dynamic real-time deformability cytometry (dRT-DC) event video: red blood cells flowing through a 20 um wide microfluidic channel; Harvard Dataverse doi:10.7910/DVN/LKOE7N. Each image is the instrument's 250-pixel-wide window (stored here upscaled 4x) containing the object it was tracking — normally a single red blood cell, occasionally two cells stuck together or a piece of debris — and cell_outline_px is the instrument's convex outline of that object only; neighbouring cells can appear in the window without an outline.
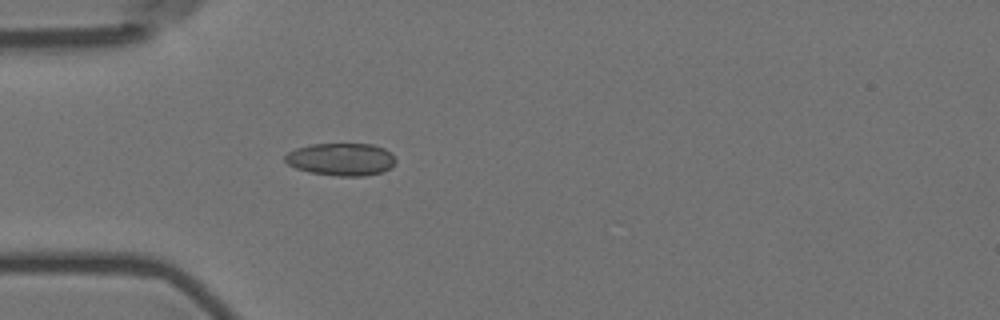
{"species": "Egyptian fruit bat (a non-hibernating species)", "species_latin": "Rousettus aegyptiacus", "temperature_condition": "room temperature", "stored_images_in_passage": 5, "camera_frame_rate_fps": 3000, "um_per_image_px": 0.085, "animal": {"sex": "female"}, "frame": {"image": 1, "passage_image": 5, "time_ms": 1.333, "image_size_px": [1000, 320], "cell_outline_px": [[396, 160], [392, 168], [384, 172], [364, 176], [340, 176], [308, 172], [296, 168], [288, 164], [284, 160], [284, 156], [288, 152], [296, 148], [312, 144], [372, 144], [384, 148]], "centroid_in_image_um": [28.99, 13.55], "position_along_channel_um": 56.0, "area_um2": 21.04}}